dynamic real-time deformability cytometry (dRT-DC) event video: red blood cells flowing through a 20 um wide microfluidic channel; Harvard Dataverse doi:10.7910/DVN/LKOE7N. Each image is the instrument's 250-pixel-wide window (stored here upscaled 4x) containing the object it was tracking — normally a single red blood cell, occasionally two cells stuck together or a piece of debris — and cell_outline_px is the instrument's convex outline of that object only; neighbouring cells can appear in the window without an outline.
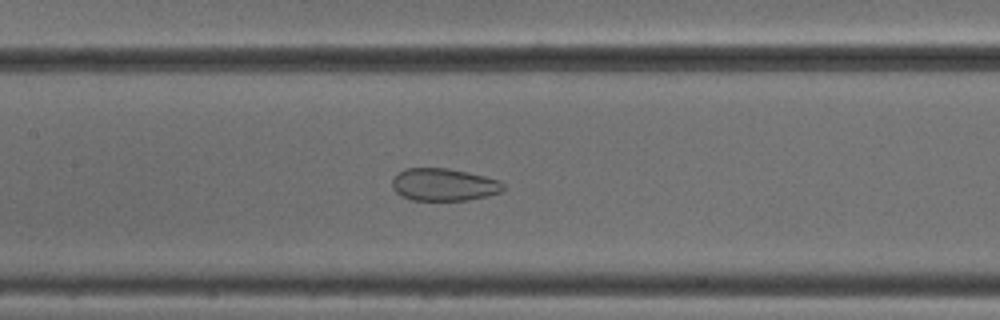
{"species": "common noctule bat (a hibernating species)", "species_latin": "Nyctalus noctula", "temperature_condition": "cold", "stored_images_in_passage": 51, "camera_frame_rate_fps": 3000, "um_per_image_px": 0.085, "animal": {"sex": "male", "body_mass_g": 18.8}, "frame": {"image": 1, "passage_image": 24, "time_ms": 7.667, "image_size_px": [1000, 320], "cell_outline_px": [[504, 188], [500, 192], [488, 196], [468, 200], [412, 200], [400, 196], [392, 188], [392, 180], [404, 168], [448, 168], [484, 176], [500, 180], [504, 184]], "centroid_in_image_um": [37.72, 15.7], "position_along_channel_um": 169.7, "area_um2": 21.04}}
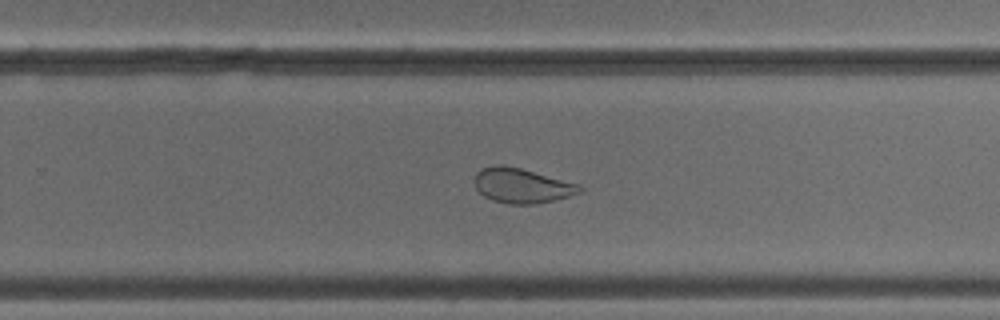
{"frame": {"image": 2, "passage_image": 33, "time_ms": 10.667, "image_size_px": [1000, 320], "cell_outline_px": [[584, 188], [580, 192], [568, 196], [552, 200], [532, 204], [508, 204], [492, 200], [484, 196], [476, 188], [476, 172], [480, 168], [500, 164], [504, 164], [520, 168], [580, 184]], "centroid_in_image_um": [44.35, 15.77], "position_along_channel_um": 285.5, "area_um2": 21.15}}
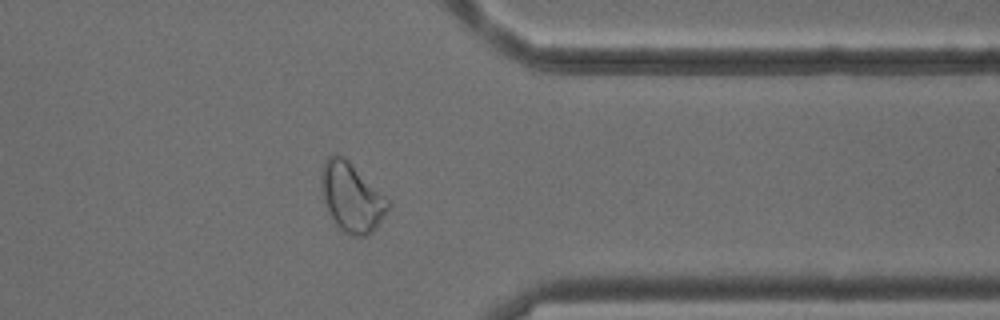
{"frame": {"image": 3, "passage_image": 41, "time_ms": 13.333, "image_size_px": [1000, 320], "cell_outline_px": [[388, 208], [384, 216], [376, 228], [372, 232], [364, 236], [352, 236], [340, 232], [328, 212], [324, 200], [320, 180], [324, 160], [328, 156], [336, 152], [344, 156], [388, 200]], "centroid_in_image_um": [29.84, 16.78], "position_along_channel_um": 381.6, "area_um2": 26.7}, "authors_computed_cell_mechanics": {"area_um2": 27.8596, "velocity_mm_per_s": 3.8802, "shape_relaxation_time_tau1_ms": null, "shape_relaxation_time_tau2_ms": 1.5241, "deformation_change_tau1": null, "deformation_change_tau2": 0.0741}}